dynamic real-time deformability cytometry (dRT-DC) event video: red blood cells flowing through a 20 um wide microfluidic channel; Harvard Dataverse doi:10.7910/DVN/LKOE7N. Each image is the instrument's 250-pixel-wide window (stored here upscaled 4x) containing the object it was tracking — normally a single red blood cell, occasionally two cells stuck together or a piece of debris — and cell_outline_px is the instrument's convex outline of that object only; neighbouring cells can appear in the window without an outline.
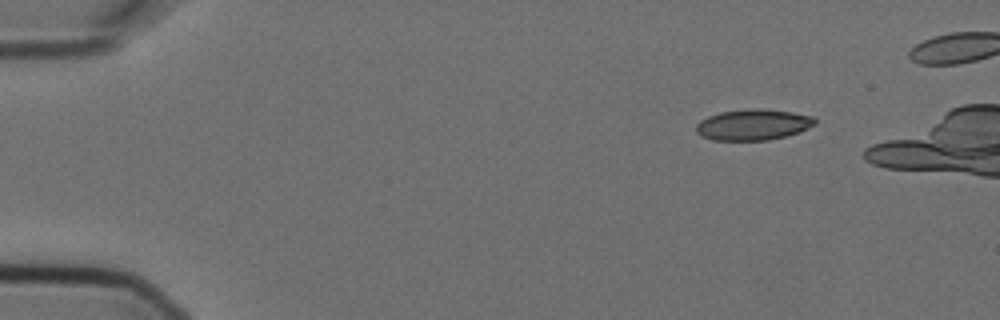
{"species": "Egyptian fruit bat (a non-hibernating species)", "species_latin": "Rousettus aegyptiacus", "temperature_condition": "cold", "stored_images_in_passage": 4, "camera_frame_rate_fps": 3000, "um_per_image_px": 0.085, "animal": {"sex": "female"}, "frame": {"image": 1, "passage_image": 1, "time_ms": 0.0, "image_size_px": [1000, 320], "cell_outline_px": [[816, 124], [800, 132], [768, 140], [712, 140], [700, 136], [696, 132], [696, 124], [700, 120], [708, 116], [720, 112], [752, 108], [760, 108], [792, 112], [812, 116], [816, 120]], "centroid_in_image_um": [64.0, 10.59], "position_along_channel_um": 21.0, "area_um2": 21.5}}